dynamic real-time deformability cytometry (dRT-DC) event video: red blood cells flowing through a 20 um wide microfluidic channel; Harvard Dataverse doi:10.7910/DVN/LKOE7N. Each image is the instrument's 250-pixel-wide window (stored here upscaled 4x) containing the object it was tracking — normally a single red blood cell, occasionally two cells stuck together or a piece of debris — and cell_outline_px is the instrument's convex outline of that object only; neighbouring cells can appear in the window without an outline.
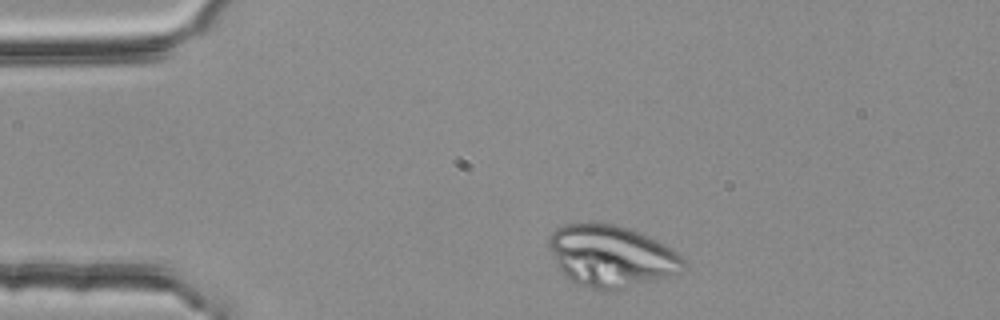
{"species": "common noctule bat (a hibernating species)", "species_latin": "Nyctalus noctula", "temperature_condition": "room temperature", "stored_images_in_passage": 38, "camera_frame_rate_fps": 3000, "um_per_image_px": 0.085, "animal": {"sex": "female", "body_mass_g": 25.1}, "frame": {"image": 1, "passage_image": 2, "time_ms": 0.333, "image_size_px": [1000, 320], "cell_outline_px": [[688, 268], [680, 272], [624, 288], [608, 292], [592, 288], [580, 284], [572, 280], [556, 264], [548, 244], [548, 236], [556, 228], [564, 224], [616, 224], [644, 232], [672, 248], [688, 264]], "centroid_in_image_um": [51.99, 21.75], "position_along_channel_um": 33.0, "area_um2": 48.26}}
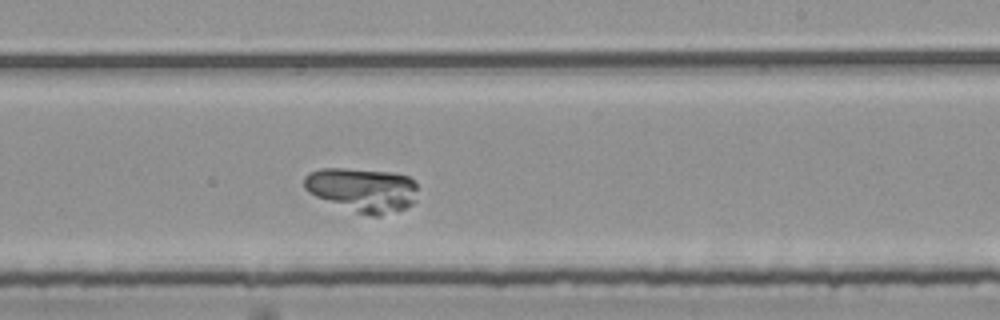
{"frame": {"image": 2, "passage_image": 24, "time_ms": 7.667, "image_size_px": [1000, 320], "cell_outline_px": [[416, 200], [412, 204], [404, 208], [380, 216], [372, 216], [356, 212], [316, 196], [308, 192], [304, 188], [304, 176], [308, 172], [320, 168], [344, 168], [392, 172], [408, 176], [416, 184]], "centroid_in_image_um": [30.8, 16.11], "position_along_channel_um": 258.2, "area_um2": 29.02}}
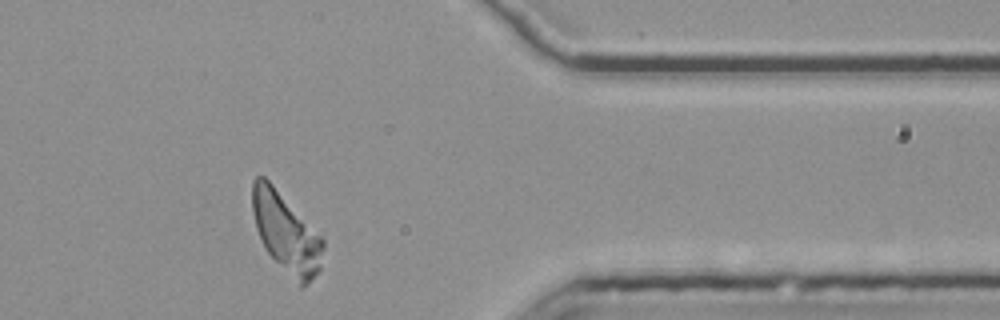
{"frame": {"image": 3, "passage_image": 36, "time_ms": 11.667, "image_size_px": [1000, 320], "cell_outline_px": [[324, 248], [320, 268], [304, 288], [300, 288], [268, 252], [256, 228], [252, 208], [252, 180], [256, 176], [264, 176], [272, 184], [324, 240]], "centroid_in_image_um": [24.31, 19.8], "position_along_channel_um": 387.1, "area_um2": 32.08}}